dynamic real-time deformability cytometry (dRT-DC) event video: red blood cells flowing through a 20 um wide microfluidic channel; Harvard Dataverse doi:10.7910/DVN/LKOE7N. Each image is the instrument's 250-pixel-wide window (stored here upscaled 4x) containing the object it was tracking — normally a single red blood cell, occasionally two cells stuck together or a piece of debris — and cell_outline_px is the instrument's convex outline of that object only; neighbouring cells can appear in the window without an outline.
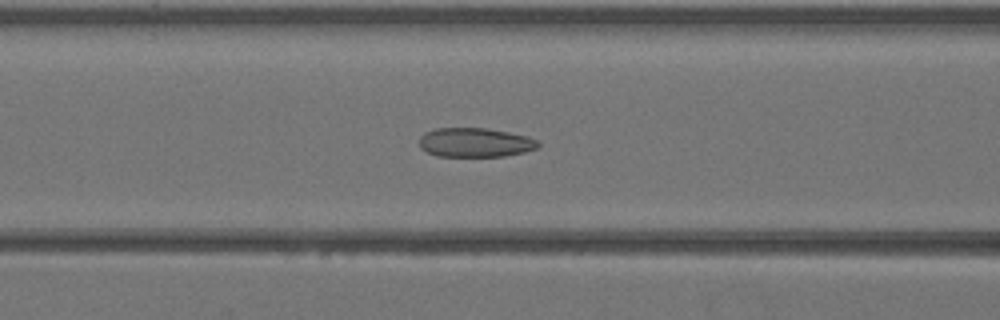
{"species": "Egyptian fruit bat (a non-hibernating species)", "species_latin": "Rousettus aegyptiacus", "temperature_condition": "warm", "stored_images_in_passage": 43, "camera_frame_rate_fps": 3000, "um_per_image_px": 0.085, "animal": {"sex": "female"}, "frame": {"image": 1, "passage_image": 18, "time_ms": 5.667, "image_size_px": [1000, 320], "cell_outline_px": [[540, 144], [536, 148], [524, 152], [504, 156], [436, 156], [420, 148], [420, 136], [424, 132], [436, 128], [488, 128], [528, 136], [540, 140]], "centroid_in_image_um": [40.4, 12.1], "position_along_channel_um": 126.2, "area_um2": 20.35}}
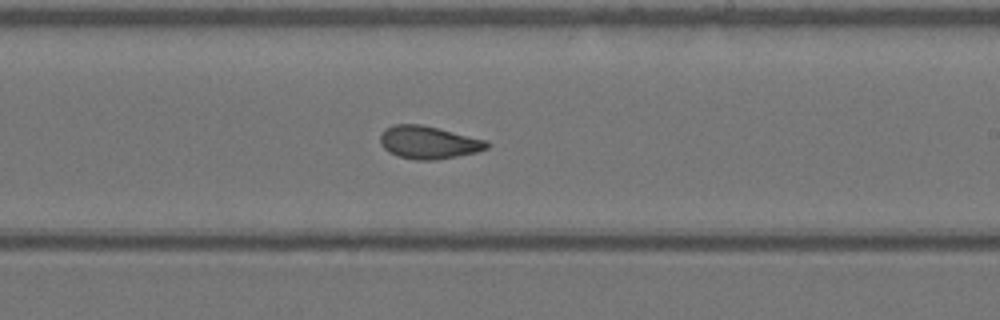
{"frame": {"image": 2, "passage_image": 26, "time_ms": 8.333, "image_size_px": [1000, 320], "cell_outline_px": [[488, 148], [476, 152], [436, 160], [416, 160], [400, 156], [388, 152], [380, 144], [380, 136], [384, 128], [392, 124], [420, 124], [488, 140]], "centroid_in_image_um": [36.4, 12.1], "position_along_channel_um": 252.6, "area_um2": 20.35}}
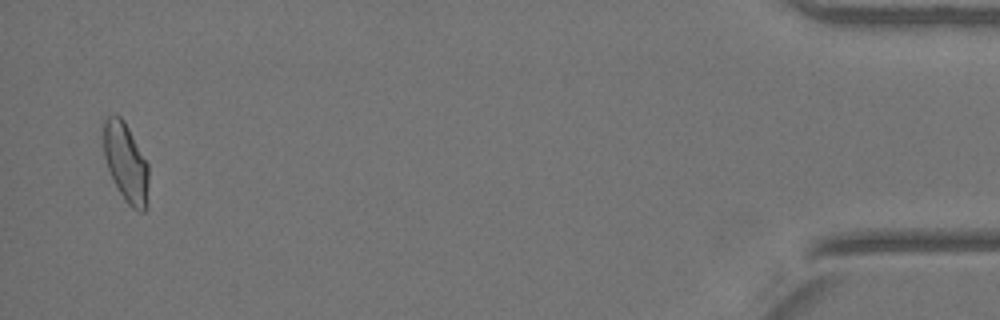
{"frame": {"image": 3, "passage_image": 42, "time_ms": 13.667, "image_size_px": [1000, 320], "cell_outline_px": [[148, 208], [144, 212], [140, 212], [132, 208], [124, 200], [108, 168], [104, 156], [104, 120], [108, 116], [116, 112], [124, 120], [148, 164]], "centroid_in_image_um": [10.72, 13.83], "position_along_channel_um": 424.5, "area_um2": 20.75}}